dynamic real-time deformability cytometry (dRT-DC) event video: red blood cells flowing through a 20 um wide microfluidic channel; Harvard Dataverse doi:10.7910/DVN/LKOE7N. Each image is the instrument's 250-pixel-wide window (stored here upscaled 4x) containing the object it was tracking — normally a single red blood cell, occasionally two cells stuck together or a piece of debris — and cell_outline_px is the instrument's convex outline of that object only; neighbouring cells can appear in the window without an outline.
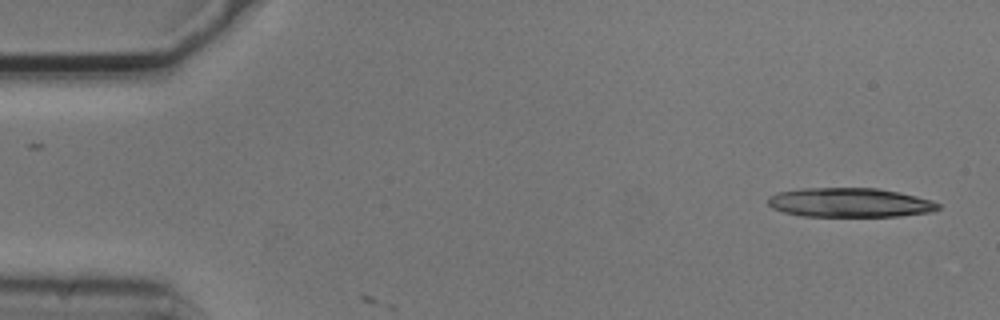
{"species": "common noctule bat (a hibernating species)", "species_latin": "Nyctalus noctula", "temperature_condition": "cold", "stored_images_in_passage": 5, "camera_frame_rate_fps": 3000, "um_per_image_px": 0.085, "animal": {"sex": "male", "body_mass_g": 20.5, "forearm_length_mm": 52.5}, "frame": {"image": 1, "passage_image": 5, "time_ms": 1.333, "image_size_px": [1000, 320], "cell_outline_px": [[940, 208], [932, 212], [900, 216], [804, 216], [784, 212], [772, 208], [768, 204], [768, 196], [780, 192], [800, 188], [876, 188], [900, 192], [932, 200], [940, 204]], "centroid_in_image_um": [72.25, 17.22], "position_along_channel_um": 12.7, "area_um2": 29.07}}